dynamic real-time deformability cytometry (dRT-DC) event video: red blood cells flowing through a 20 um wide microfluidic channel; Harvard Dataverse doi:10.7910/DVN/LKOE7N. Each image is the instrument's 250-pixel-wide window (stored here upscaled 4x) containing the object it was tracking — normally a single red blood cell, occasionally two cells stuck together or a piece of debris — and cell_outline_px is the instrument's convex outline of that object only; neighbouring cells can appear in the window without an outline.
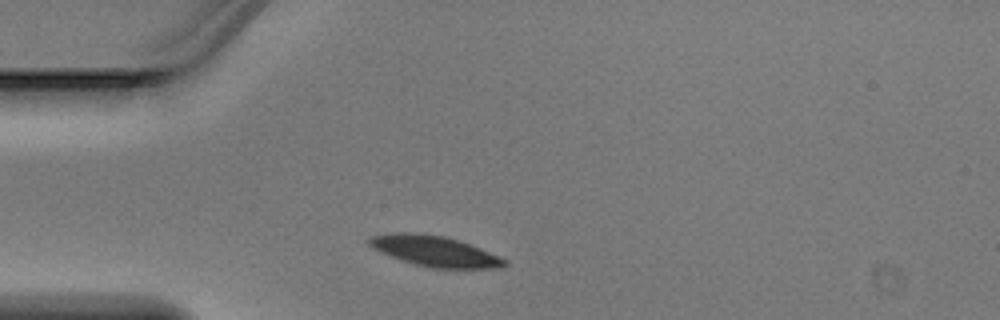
{"species": "Egyptian fruit bat (a non-hibernating species)", "species_latin": "Rousettus aegyptiacus", "temperature_condition": "warm", "stored_images_in_passage": 1, "camera_frame_rate_fps": 3000, "um_per_image_px": 0.085, "animal": {"sex": "male"}, "frame": {"image": 1, "passage_image": 1, "time_ms": 0.0, "image_size_px": [1000, 320], "cell_outline_px": [[508, 264], [504, 268], [432, 268], [400, 260], [380, 252], [372, 248], [368, 244], [368, 240], [372, 236], [392, 232], [412, 232], [444, 236], [468, 244], [508, 260]], "centroid_in_image_um": [36.92, 21.35], "position_along_channel_um": 48.1, "area_um2": 23.93}}